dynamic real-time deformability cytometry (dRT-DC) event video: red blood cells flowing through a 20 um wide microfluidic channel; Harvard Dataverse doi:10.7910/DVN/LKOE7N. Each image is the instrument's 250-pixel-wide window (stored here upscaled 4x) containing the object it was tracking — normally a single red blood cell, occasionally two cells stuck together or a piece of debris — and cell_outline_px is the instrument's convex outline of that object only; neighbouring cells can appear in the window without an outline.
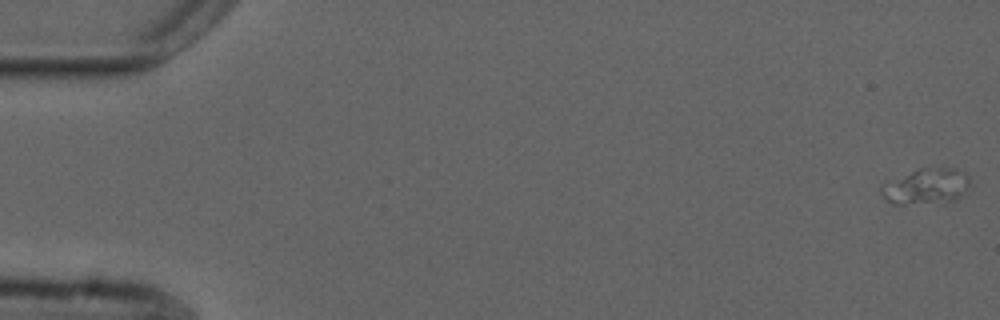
{"species": "common noctule bat (a hibernating species)", "species_latin": "Nyctalus noctula", "temperature_condition": "cold", "stored_images_in_passage": 12, "camera_frame_rate_fps": 3000, "um_per_image_px": 0.085, "animal": {"sex": "male", "forearm_length_mm": 52.5}, "frame": {"image": 1, "passage_image": 1, "time_ms": 0.0, "image_size_px": [1000, 320], "cell_outline_px": [[968, 184], [960, 196], [952, 200], [904, 204], [892, 204], [880, 192], [880, 184], [920, 168], [956, 168], [968, 176]], "centroid_in_image_um": [78.66, 15.82], "position_along_channel_um": 6.3, "area_um2": 17.86}}